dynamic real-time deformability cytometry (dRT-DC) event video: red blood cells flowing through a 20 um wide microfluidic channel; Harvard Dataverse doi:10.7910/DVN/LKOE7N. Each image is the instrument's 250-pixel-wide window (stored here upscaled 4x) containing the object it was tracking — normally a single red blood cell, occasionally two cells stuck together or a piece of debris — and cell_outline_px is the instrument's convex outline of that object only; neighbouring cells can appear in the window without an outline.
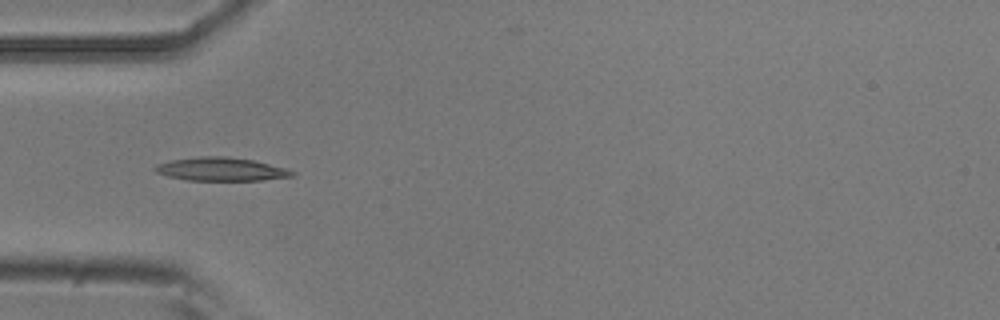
{"species": "common noctule bat (a hibernating species)", "species_latin": "Nyctalus noctula", "temperature_condition": "room temperature", "stored_images_in_passage": 5, "camera_frame_rate_fps": 3000, "um_per_image_px": 0.085, "animal": {"sex": "male", "body_mass_g": 20.5, "forearm_length_mm": 52.5}, "frame": {"image": 1, "passage_image": 3, "time_ms": 0.667, "image_size_px": [1000, 320], "cell_outline_px": [[296, 176], [264, 180], [188, 180], [168, 176], [156, 172], [152, 168], [156, 164], [172, 160], [200, 156], [228, 156], [252, 160], [288, 168], [296, 172]], "centroid_in_image_um": [18.83, 14.38], "position_along_channel_um": 66.2, "area_um2": 18.79}}
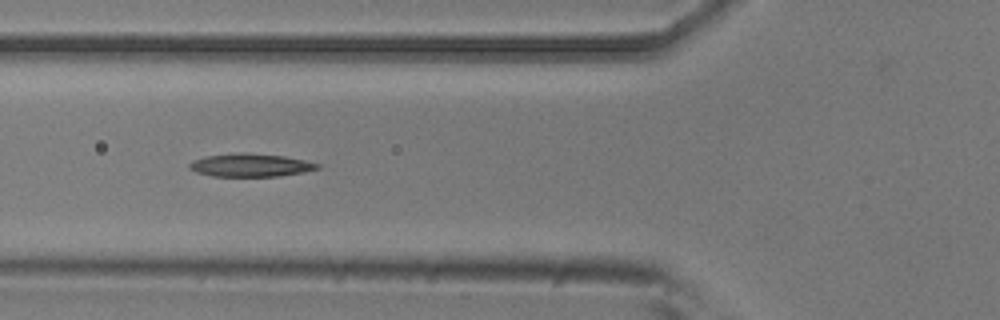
{"frame": {"image": 2, "passage_image": 4, "time_ms": 1.0, "image_size_px": [1000, 320], "cell_outline_px": [[320, 168], [304, 172], [276, 176], [212, 176], [196, 172], [188, 168], [188, 164], [192, 160], [204, 156], [240, 152], [244, 152], [284, 156], [304, 160], [320, 164]], "centroid_in_image_um": [21.25, 14.03], "position_along_channel_um": 104.5, "area_um2": 17.28}}
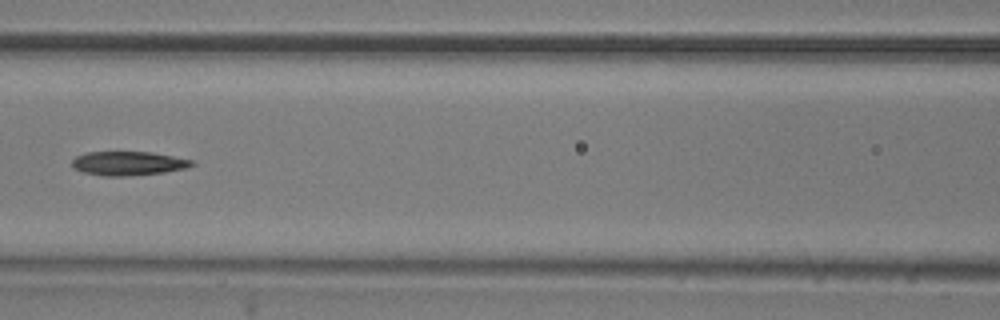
{"frame": {"image": 3, "passage_image": 5, "time_ms": 1.333, "image_size_px": [1000, 320], "cell_outline_px": [[196, 164], [188, 168], [164, 172], [124, 176], [104, 176], [84, 172], [72, 168], [72, 160], [76, 156], [88, 152], [152, 152], [196, 160]], "centroid_in_image_um": [10.95, 13.88], "position_along_channel_um": 155.6, "area_um2": 16.88}}